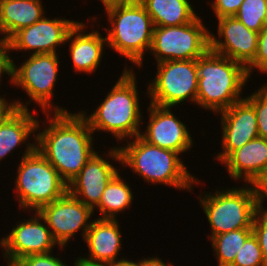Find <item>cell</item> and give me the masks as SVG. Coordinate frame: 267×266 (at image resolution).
Masks as SVG:
<instances>
[{
    "instance_id": "d6986e66",
    "label": "cell",
    "mask_w": 267,
    "mask_h": 266,
    "mask_svg": "<svg viewBox=\"0 0 267 266\" xmlns=\"http://www.w3.org/2000/svg\"><path fill=\"white\" fill-rule=\"evenodd\" d=\"M85 26L83 22H78L69 32L66 41L71 40L69 50L75 72L90 74L99 68L107 40L96 30L85 34L88 32L84 30Z\"/></svg>"
},
{
    "instance_id": "5b68a950",
    "label": "cell",
    "mask_w": 267,
    "mask_h": 266,
    "mask_svg": "<svg viewBox=\"0 0 267 266\" xmlns=\"http://www.w3.org/2000/svg\"><path fill=\"white\" fill-rule=\"evenodd\" d=\"M127 141L128 144L119 147L121 162L125 167L133 169L146 182L165 184L177 190H192V185L200 184L198 179L189 173L187 166L179 157V153L151 145L140 136Z\"/></svg>"
},
{
    "instance_id": "cb8c5ba5",
    "label": "cell",
    "mask_w": 267,
    "mask_h": 266,
    "mask_svg": "<svg viewBox=\"0 0 267 266\" xmlns=\"http://www.w3.org/2000/svg\"><path fill=\"white\" fill-rule=\"evenodd\" d=\"M118 172L107 184L101 200L96 208L101 212L99 219H116L119 212L132 205L131 188L121 178Z\"/></svg>"
},
{
    "instance_id": "836d02e7",
    "label": "cell",
    "mask_w": 267,
    "mask_h": 266,
    "mask_svg": "<svg viewBox=\"0 0 267 266\" xmlns=\"http://www.w3.org/2000/svg\"><path fill=\"white\" fill-rule=\"evenodd\" d=\"M10 47L8 41H2L0 43V77L5 73L11 77V56ZM1 80V78H0Z\"/></svg>"
},
{
    "instance_id": "e575fe53",
    "label": "cell",
    "mask_w": 267,
    "mask_h": 266,
    "mask_svg": "<svg viewBox=\"0 0 267 266\" xmlns=\"http://www.w3.org/2000/svg\"><path fill=\"white\" fill-rule=\"evenodd\" d=\"M17 109L15 102L10 104L0 96V125L4 120Z\"/></svg>"
},
{
    "instance_id": "74e56055",
    "label": "cell",
    "mask_w": 267,
    "mask_h": 266,
    "mask_svg": "<svg viewBox=\"0 0 267 266\" xmlns=\"http://www.w3.org/2000/svg\"><path fill=\"white\" fill-rule=\"evenodd\" d=\"M116 266H141V260L134 262L132 260H128L127 258H122Z\"/></svg>"
},
{
    "instance_id": "83f0119b",
    "label": "cell",
    "mask_w": 267,
    "mask_h": 266,
    "mask_svg": "<svg viewBox=\"0 0 267 266\" xmlns=\"http://www.w3.org/2000/svg\"><path fill=\"white\" fill-rule=\"evenodd\" d=\"M253 107L257 115L258 135L267 139V85L245 98Z\"/></svg>"
},
{
    "instance_id": "8d00e7d4",
    "label": "cell",
    "mask_w": 267,
    "mask_h": 266,
    "mask_svg": "<svg viewBox=\"0 0 267 266\" xmlns=\"http://www.w3.org/2000/svg\"><path fill=\"white\" fill-rule=\"evenodd\" d=\"M74 266H116V264L92 263L86 260H75Z\"/></svg>"
},
{
    "instance_id": "30bf717a",
    "label": "cell",
    "mask_w": 267,
    "mask_h": 266,
    "mask_svg": "<svg viewBox=\"0 0 267 266\" xmlns=\"http://www.w3.org/2000/svg\"><path fill=\"white\" fill-rule=\"evenodd\" d=\"M158 71L147 94L150 103L160 107H175L189 99L196 103L198 93L197 60H172L157 63Z\"/></svg>"
},
{
    "instance_id": "5bb4252c",
    "label": "cell",
    "mask_w": 267,
    "mask_h": 266,
    "mask_svg": "<svg viewBox=\"0 0 267 266\" xmlns=\"http://www.w3.org/2000/svg\"><path fill=\"white\" fill-rule=\"evenodd\" d=\"M112 148L108 150L109 158L106 160L95 152L79 174L68 184V192L91 207L93 211L99 204L107 184L118 173L109 159L121 162L120 153L118 147Z\"/></svg>"
},
{
    "instance_id": "d4e9b609",
    "label": "cell",
    "mask_w": 267,
    "mask_h": 266,
    "mask_svg": "<svg viewBox=\"0 0 267 266\" xmlns=\"http://www.w3.org/2000/svg\"><path fill=\"white\" fill-rule=\"evenodd\" d=\"M252 233V228H242L211 237L210 241L218 260V266H230Z\"/></svg>"
},
{
    "instance_id": "8fae6325",
    "label": "cell",
    "mask_w": 267,
    "mask_h": 266,
    "mask_svg": "<svg viewBox=\"0 0 267 266\" xmlns=\"http://www.w3.org/2000/svg\"><path fill=\"white\" fill-rule=\"evenodd\" d=\"M93 209L67 192L61 198L42 206L38 213L46 221L49 230L63 249L75 233L82 228L83 239L91 226ZM70 239V240H69Z\"/></svg>"
},
{
    "instance_id": "f35d334b",
    "label": "cell",
    "mask_w": 267,
    "mask_h": 266,
    "mask_svg": "<svg viewBox=\"0 0 267 266\" xmlns=\"http://www.w3.org/2000/svg\"><path fill=\"white\" fill-rule=\"evenodd\" d=\"M100 1L102 2V4H105L112 1H123V0H100Z\"/></svg>"
},
{
    "instance_id": "7a4b0ae2",
    "label": "cell",
    "mask_w": 267,
    "mask_h": 266,
    "mask_svg": "<svg viewBox=\"0 0 267 266\" xmlns=\"http://www.w3.org/2000/svg\"><path fill=\"white\" fill-rule=\"evenodd\" d=\"M197 70L196 104L203 109L220 113L245 98L242 89L250 77L243 64L209 49L197 59Z\"/></svg>"
},
{
    "instance_id": "9c48e42d",
    "label": "cell",
    "mask_w": 267,
    "mask_h": 266,
    "mask_svg": "<svg viewBox=\"0 0 267 266\" xmlns=\"http://www.w3.org/2000/svg\"><path fill=\"white\" fill-rule=\"evenodd\" d=\"M210 49V30L200 16L178 26L154 27L150 52L156 62L197 60Z\"/></svg>"
},
{
    "instance_id": "277c9868",
    "label": "cell",
    "mask_w": 267,
    "mask_h": 266,
    "mask_svg": "<svg viewBox=\"0 0 267 266\" xmlns=\"http://www.w3.org/2000/svg\"><path fill=\"white\" fill-rule=\"evenodd\" d=\"M109 23L107 46L134 65L141 66L143 56L150 50L154 25L139 0L112 1L103 4Z\"/></svg>"
},
{
    "instance_id": "8992f818",
    "label": "cell",
    "mask_w": 267,
    "mask_h": 266,
    "mask_svg": "<svg viewBox=\"0 0 267 266\" xmlns=\"http://www.w3.org/2000/svg\"><path fill=\"white\" fill-rule=\"evenodd\" d=\"M22 155L15 179V188L20 209L38 211L68 192V184L56 169L28 142ZM33 209V210H32Z\"/></svg>"
},
{
    "instance_id": "d6a6232c",
    "label": "cell",
    "mask_w": 267,
    "mask_h": 266,
    "mask_svg": "<svg viewBox=\"0 0 267 266\" xmlns=\"http://www.w3.org/2000/svg\"><path fill=\"white\" fill-rule=\"evenodd\" d=\"M254 197L259 209L263 208V200L267 199V167L263 169L251 182ZM266 198V199H265Z\"/></svg>"
},
{
    "instance_id": "484cf974",
    "label": "cell",
    "mask_w": 267,
    "mask_h": 266,
    "mask_svg": "<svg viewBox=\"0 0 267 266\" xmlns=\"http://www.w3.org/2000/svg\"><path fill=\"white\" fill-rule=\"evenodd\" d=\"M234 17L259 33L267 24V0H244Z\"/></svg>"
},
{
    "instance_id": "1f68e13d",
    "label": "cell",
    "mask_w": 267,
    "mask_h": 266,
    "mask_svg": "<svg viewBox=\"0 0 267 266\" xmlns=\"http://www.w3.org/2000/svg\"><path fill=\"white\" fill-rule=\"evenodd\" d=\"M244 0H212V10L217 19L222 17H232L239 10Z\"/></svg>"
},
{
    "instance_id": "603a6c76",
    "label": "cell",
    "mask_w": 267,
    "mask_h": 266,
    "mask_svg": "<svg viewBox=\"0 0 267 266\" xmlns=\"http://www.w3.org/2000/svg\"><path fill=\"white\" fill-rule=\"evenodd\" d=\"M154 27L178 26L192 22L198 15L189 0H139Z\"/></svg>"
},
{
    "instance_id": "4316f807",
    "label": "cell",
    "mask_w": 267,
    "mask_h": 266,
    "mask_svg": "<svg viewBox=\"0 0 267 266\" xmlns=\"http://www.w3.org/2000/svg\"><path fill=\"white\" fill-rule=\"evenodd\" d=\"M230 266H265L262 250L254 233L246 239Z\"/></svg>"
},
{
    "instance_id": "f546056e",
    "label": "cell",
    "mask_w": 267,
    "mask_h": 266,
    "mask_svg": "<svg viewBox=\"0 0 267 266\" xmlns=\"http://www.w3.org/2000/svg\"><path fill=\"white\" fill-rule=\"evenodd\" d=\"M258 69L263 72L267 68V24L259 32L257 52L254 60L246 67L247 73L250 75L253 73L252 70Z\"/></svg>"
},
{
    "instance_id": "4dcf8cb0",
    "label": "cell",
    "mask_w": 267,
    "mask_h": 266,
    "mask_svg": "<svg viewBox=\"0 0 267 266\" xmlns=\"http://www.w3.org/2000/svg\"><path fill=\"white\" fill-rule=\"evenodd\" d=\"M17 266H67L59 257L49 253L28 255L20 259Z\"/></svg>"
},
{
    "instance_id": "d590c367",
    "label": "cell",
    "mask_w": 267,
    "mask_h": 266,
    "mask_svg": "<svg viewBox=\"0 0 267 266\" xmlns=\"http://www.w3.org/2000/svg\"><path fill=\"white\" fill-rule=\"evenodd\" d=\"M171 263L165 264L159 257H149V259L145 258L141 260V266H173Z\"/></svg>"
},
{
    "instance_id": "ba28073f",
    "label": "cell",
    "mask_w": 267,
    "mask_h": 266,
    "mask_svg": "<svg viewBox=\"0 0 267 266\" xmlns=\"http://www.w3.org/2000/svg\"><path fill=\"white\" fill-rule=\"evenodd\" d=\"M59 56L57 53L34 54L31 55L21 66L16 67L15 62L11 60V77L13 85L26 91L31 100L27 103L13 100L19 109H28L31 101L39 104L43 113H47V119L51 112H68L62 107L52 105L51 99L54 97V86L59 75ZM53 108V109H52ZM50 109V110H49ZM54 110V111H52Z\"/></svg>"
},
{
    "instance_id": "e0dca14e",
    "label": "cell",
    "mask_w": 267,
    "mask_h": 266,
    "mask_svg": "<svg viewBox=\"0 0 267 266\" xmlns=\"http://www.w3.org/2000/svg\"><path fill=\"white\" fill-rule=\"evenodd\" d=\"M222 149L216 157L221 163L235 150L259 137L254 107L244 98L220 112Z\"/></svg>"
},
{
    "instance_id": "4fadbf2b",
    "label": "cell",
    "mask_w": 267,
    "mask_h": 266,
    "mask_svg": "<svg viewBox=\"0 0 267 266\" xmlns=\"http://www.w3.org/2000/svg\"><path fill=\"white\" fill-rule=\"evenodd\" d=\"M78 22L43 17L31 26L20 29L9 40L12 51H33L31 54L56 53V47L68 43L69 32Z\"/></svg>"
},
{
    "instance_id": "ac0fdd59",
    "label": "cell",
    "mask_w": 267,
    "mask_h": 266,
    "mask_svg": "<svg viewBox=\"0 0 267 266\" xmlns=\"http://www.w3.org/2000/svg\"><path fill=\"white\" fill-rule=\"evenodd\" d=\"M117 219H95L86 233L85 242L88 246V258L92 263L117 264L122 259L117 258L122 249L121 230Z\"/></svg>"
},
{
    "instance_id": "6da1fadb",
    "label": "cell",
    "mask_w": 267,
    "mask_h": 266,
    "mask_svg": "<svg viewBox=\"0 0 267 266\" xmlns=\"http://www.w3.org/2000/svg\"><path fill=\"white\" fill-rule=\"evenodd\" d=\"M49 126L34 135L36 149L69 184L96 152L87 120L79 112H49ZM54 114V115H53Z\"/></svg>"
},
{
    "instance_id": "44dd1931",
    "label": "cell",
    "mask_w": 267,
    "mask_h": 266,
    "mask_svg": "<svg viewBox=\"0 0 267 266\" xmlns=\"http://www.w3.org/2000/svg\"><path fill=\"white\" fill-rule=\"evenodd\" d=\"M40 0H0V34L8 41L20 29L31 26L44 15Z\"/></svg>"
},
{
    "instance_id": "3957f363",
    "label": "cell",
    "mask_w": 267,
    "mask_h": 266,
    "mask_svg": "<svg viewBox=\"0 0 267 266\" xmlns=\"http://www.w3.org/2000/svg\"><path fill=\"white\" fill-rule=\"evenodd\" d=\"M133 72L131 68L123 70L112 90L92 114L87 115L86 111H79L93 133L97 130L109 132L119 141L140 135L143 117L139 106L137 80Z\"/></svg>"
},
{
    "instance_id": "9a60e30c",
    "label": "cell",
    "mask_w": 267,
    "mask_h": 266,
    "mask_svg": "<svg viewBox=\"0 0 267 266\" xmlns=\"http://www.w3.org/2000/svg\"><path fill=\"white\" fill-rule=\"evenodd\" d=\"M170 109L172 108L150 103L147 109L149 123L145 133L140 132L139 136L151 145L182 154L192 148L193 139L186 124L180 121Z\"/></svg>"
},
{
    "instance_id": "7402d4cb",
    "label": "cell",
    "mask_w": 267,
    "mask_h": 266,
    "mask_svg": "<svg viewBox=\"0 0 267 266\" xmlns=\"http://www.w3.org/2000/svg\"><path fill=\"white\" fill-rule=\"evenodd\" d=\"M28 109L17 108L0 125V161L40 128L38 120ZM25 141V142H24Z\"/></svg>"
},
{
    "instance_id": "ffe728a7",
    "label": "cell",
    "mask_w": 267,
    "mask_h": 266,
    "mask_svg": "<svg viewBox=\"0 0 267 266\" xmlns=\"http://www.w3.org/2000/svg\"><path fill=\"white\" fill-rule=\"evenodd\" d=\"M233 180L244 178L247 184L267 167V139L257 137L233 151L223 162Z\"/></svg>"
},
{
    "instance_id": "f1b7e54d",
    "label": "cell",
    "mask_w": 267,
    "mask_h": 266,
    "mask_svg": "<svg viewBox=\"0 0 267 266\" xmlns=\"http://www.w3.org/2000/svg\"><path fill=\"white\" fill-rule=\"evenodd\" d=\"M252 230L262 250L265 266H267V209H259L254 217Z\"/></svg>"
},
{
    "instance_id": "52a82bcc",
    "label": "cell",
    "mask_w": 267,
    "mask_h": 266,
    "mask_svg": "<svg viewBox=\"0 0 267 266\" xmlns=\"http://www.w3.org/2000/svg\"><path fill=\"white\" fill-rule=\"evenodd\" d=\"M199 201L211 227V235H221L233 230L252 228L259 210L250 185L224 191L205 193Z\"/></svg>"
},
{
    "instance_id": "ab89813d",
    "label": "cell",
    "mask_w": 267,
    "mask_h": 266,
    "mask_svg": "<svg viewBox=\"0 0 267 266\" xmlns=\"http://www.w3.org/2000/svg\"><path fill=\"white\" fill-rule=\"evenodd\" d=\"M7 266H17L16 264H8Z\"/></svg>"
},
{
    "instance_id": "2e32d148",
    "label": "cell",
    "mask_w": 267,
    "mask_h": 266,
    "mask_svg": "<svg viewBox=\"0 0 267 266\" xmlns=\"http://www.w3.org/2000/svg\"><path fill=\"white\" fill-rule=\"evenodd\" d=\"M217 20L219 39L210 32V50L247 67L255 58L259 33L248 29L234 16Z\"/></svg>"
},
{
    "instance_id": "7c38bea8",
    "label": "cell",
    "mask_w": 267,
    "mask_h": 266,
    "mask_svg": "<svg viewBox=\"0 0 267 266\" xmlns=\"http://www.w3.org/2000/svg\"><path fill=\"white\" fill-rule=\"evenodd\" d=\"M29 220L17 223L9 235L0 239L7 264H16L25 256L49 253L58 243L54 240L46 221L35 211ZM41 220L44 222L42 223ZM42 223V224H41ZM45 224V225H44Z\"/></svg>"
}]
</instances>
